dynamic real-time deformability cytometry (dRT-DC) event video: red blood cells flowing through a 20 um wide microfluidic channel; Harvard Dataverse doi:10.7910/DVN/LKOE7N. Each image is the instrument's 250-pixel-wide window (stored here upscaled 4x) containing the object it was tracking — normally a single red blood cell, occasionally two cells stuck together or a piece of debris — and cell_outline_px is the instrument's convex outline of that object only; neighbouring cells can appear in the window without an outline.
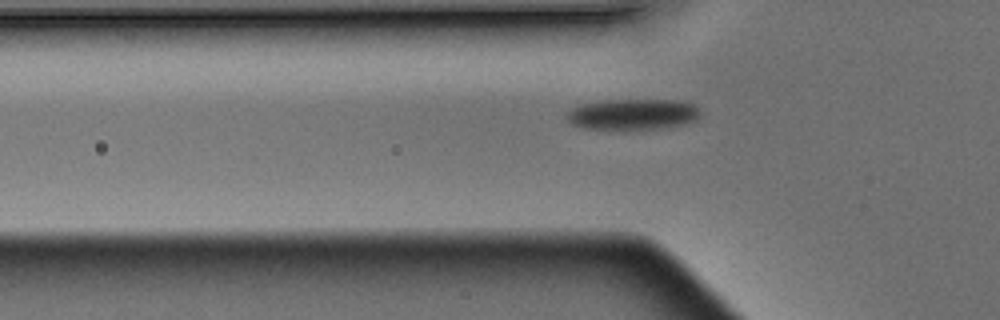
{"species": "Egyptian fruit bat (a non-hibernating species)", "species_latin": "Rousettus aegyptiacus", "temperature_condition": "warm", "stored_images_in_passage": 4, "camera_frame_rate_fps": 3000, "um_per_image_px": 0.085, "animal": {"sex": "male"}, "frame": {"image": 1, "passage_image": 4, "time_ms": 1.0, "image_size_px": [1000, 320], "cell_outline_px": [[700, 116], [696, 120], [688, 124], [668, 128], [616, 132], [580, 128], [572, 124], [568, 120], [568, 112], [572, 108], [580, 104], [612, 100], [676, 100], [692, 104], [700, 112]], "centroid_in_image_um": [53.78, 9.78], "position_along_channel_um": 72.0, "area_um2": 24.97}}